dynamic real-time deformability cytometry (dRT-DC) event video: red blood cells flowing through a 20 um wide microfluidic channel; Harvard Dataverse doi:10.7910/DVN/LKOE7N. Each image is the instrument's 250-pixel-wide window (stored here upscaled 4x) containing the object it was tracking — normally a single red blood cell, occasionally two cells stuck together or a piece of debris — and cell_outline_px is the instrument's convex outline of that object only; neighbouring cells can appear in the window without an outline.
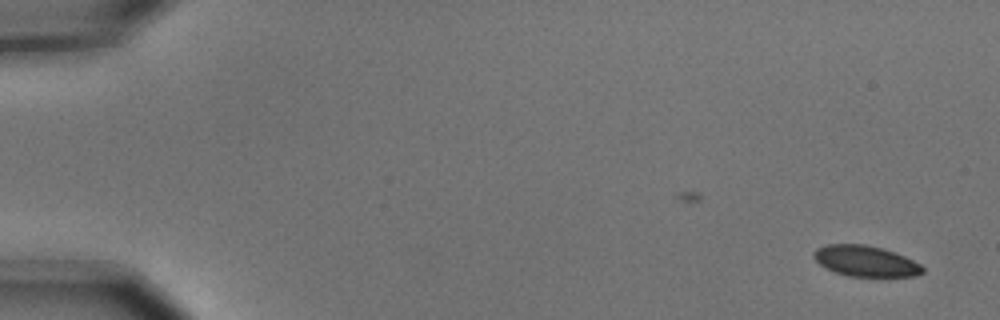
{"species": "common noctule bat (a hibernating species)", "species_latin": "Nyctalus noctula", "temperature_condition": "cold", "stored_images_in_passage": 2, "camera_frame_rate_fps": 3000, "um_per_image_px": 0.085, "animal": {"sex": "male", "body_mass_g": 15.6}, "frame": {"image": 1, "passage_image": 2, "time_ms": 0.333, "image_size_px": [1000, 320], "cell_outline_px": [[924, 272], [916, 276], [848, 276], [836, 272], [820, 264], [812, 256], [812, 252], [816, 248], [828, 244], [864, 244], [884, 248], [904, 256], [920, 264], [924, 268]], "centroid_in_image_um": [73.57, 22.18], "position_along_channel_um": 11.4, "area_um2": 19.48}}